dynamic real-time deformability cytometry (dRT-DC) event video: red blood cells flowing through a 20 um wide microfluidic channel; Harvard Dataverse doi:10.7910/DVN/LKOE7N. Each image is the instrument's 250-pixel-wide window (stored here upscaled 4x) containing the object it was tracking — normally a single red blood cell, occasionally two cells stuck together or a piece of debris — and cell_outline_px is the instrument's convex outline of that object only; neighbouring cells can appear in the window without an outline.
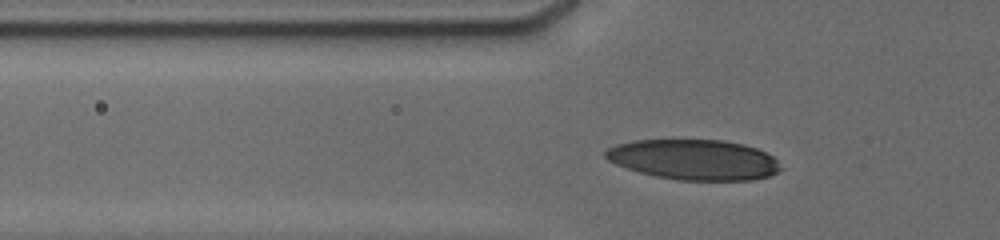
{"species": "human", "species_latin": "Homo sapiens", "temperature_condition": "cold", "stored_images_in_passage": 19, "camera_frame_rate_fps": 3000, "um_per_image_px": 0.085, "donor": {"sex": "male"}, "frame": {"image": 1, "passage_image": 11, "time_ms": 4.0, "image_size_px": [1000, 240], "cell_outline_px": [[784, 168], [780, 172], [768, 176], [752, 180], [680, 180], [656, 176], [640, 172], [616, 164], [608, 160], [604, 156], [604, 152], [608, 148], [616, 144], [636, 140], [724, 140], [744, 144], [756, 148], [772, 156]], "centroid_in_image_um": [59.02, 13.57], "position_along_channel_um": 66.8, "area_um2": 41.15}}
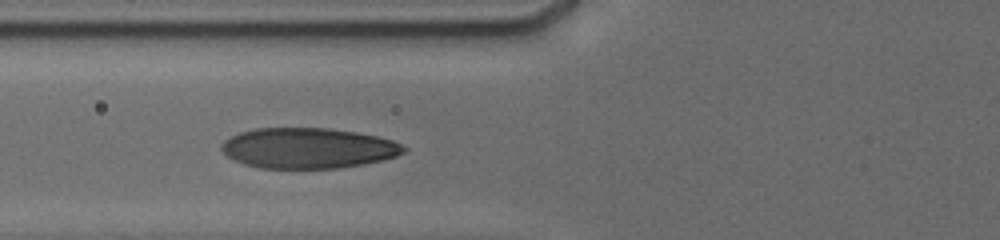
{"frame": {"image": 2, "passage_image": 14, "time_ms": 5.0, "image_size_px": [1000, 240], "cell_outline_px": [[408, 148], [404, 152], [396, 156], [380, 160], [360, 164], [336, 168], [260, 168], [244, 164], [228, 156], [220, 148], [220, 144], [224, 140], [240, 132], [256, 128], [328, 128], [356, 132], [376, 136], [392, 140]], "centroid_in_image_um": [26.16, 12.58], "position_along_channel_um": 99.6, "area_um2": 42.71}}
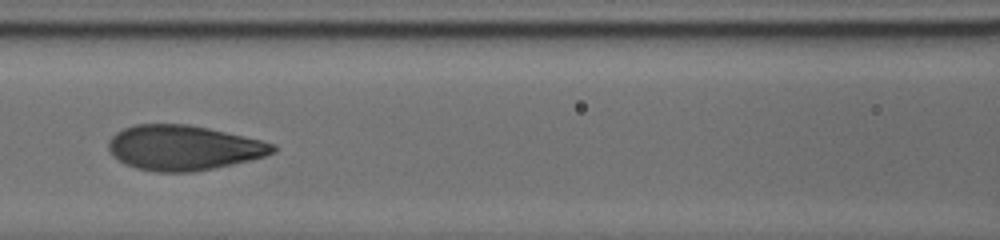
{"frame": {"image": 3, "passage_image": 17, "time_ms": 6.333, "image_size_px": [1000, 240], "cell_outline_px": [[276, 152], [264, 156], [248, 160], [212, 168], [192, 172], [156, 172], [136, 168], [124, 164], [112, 156], [108, 148], [108, 140], [116, 132], [124, 128], [136, 124], [188, 124], [208, 128], [260, 140], [276, 144]], "centroid_in_image_um": [15.55, 12.56], "position_along_channel_um": 151.1, "area_um2": 42.95}}